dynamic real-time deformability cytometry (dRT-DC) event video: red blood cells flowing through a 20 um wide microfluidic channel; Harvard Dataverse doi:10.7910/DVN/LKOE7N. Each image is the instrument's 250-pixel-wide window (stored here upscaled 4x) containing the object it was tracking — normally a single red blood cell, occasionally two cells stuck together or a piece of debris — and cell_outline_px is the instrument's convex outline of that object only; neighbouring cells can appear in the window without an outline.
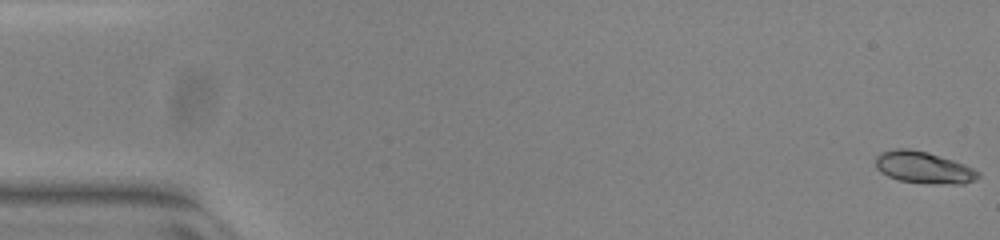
{"species": "common noctule bat (a hibernating species)", "species_latin": "Nyctalus noctula", "temperature_condition": "warm", "stored_images_in_passage": 53, "camera_frame_rate_fps": 3000, "um_per_image_px": 0.085, "animal": {"sex": "female", "body_mass_g": 23.0, "forearm_length_mm": 53.4}, "frame": {"image": 1, "passage_image": 1, "time_ms": 0.0, "image_size_px": [1000, 240], "cell_outline_px": [[980, 176], [976, 180], [964, 184], [928, 184], [900, 180], [888, 176], [880, 172], [876, 168], [876, 156], [880, 152], [896, 148], [908, 148], [928, 152], [964, 164], [980, 172]], "centroid_in_image_um": [78.51, 14.24], "position_along_channel_um": 6.5, "area_um2": 19.19}}
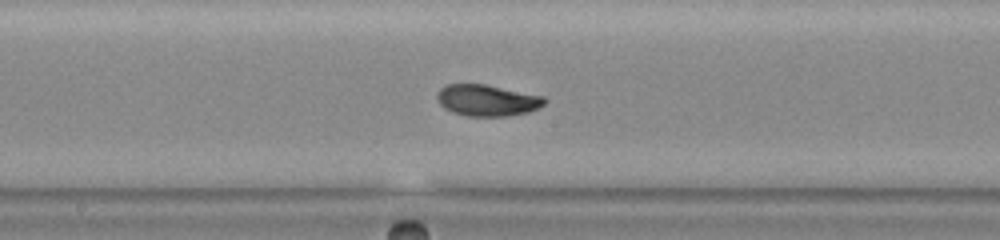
{"frame": {"image": 2, "passage_image": 28, "time_ms": 9.0, "image_size_px": [1000, 240], "cell_outline_px": [[548, 100], [540, 108], [528, 112], [508, 116], [468, 116], [452, 112], [444, 108], [440, 104], [436, 96], [436, 92], [444, 84], [484, 84], [544, 96]], "centroid_in_image_um": [41.4, 8.52], "position_along_channel_um": 206.8, "area_um2": 19.83}}
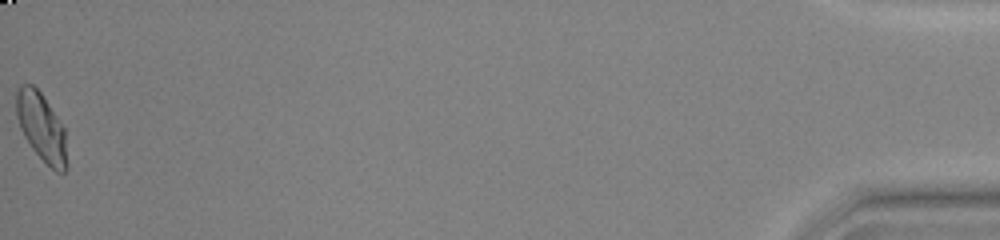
{"frame": {"image": 3, "passage_image": 53, "time_ms": 17.333, "image_size_px": [1000, 240], "cell_outline_px": [[68, 168], [64, 172], [56, 172], [32, 148], [24, 136], [20, 128], [16, 116], [16, 92], [20, 84], [32, 84], [40, 92], [64, 128], [68, 164]], "centroid_in_image_um": [3.52, 10.81], "position_along_channel_um": 431.7, "area_um2": 19.94}, "authors_computed_cell_mechanics": {"area_um2": 19.4786, "velocity_mm_per_s": 3.9355, "shape_relaxation_time_tau1_ms": 5.2477, "shape_relaxation_time_tau2_ms": 0.8354, "deformation_change_tau1": 0.182, "deformation_change_tau2": 0.0463}}